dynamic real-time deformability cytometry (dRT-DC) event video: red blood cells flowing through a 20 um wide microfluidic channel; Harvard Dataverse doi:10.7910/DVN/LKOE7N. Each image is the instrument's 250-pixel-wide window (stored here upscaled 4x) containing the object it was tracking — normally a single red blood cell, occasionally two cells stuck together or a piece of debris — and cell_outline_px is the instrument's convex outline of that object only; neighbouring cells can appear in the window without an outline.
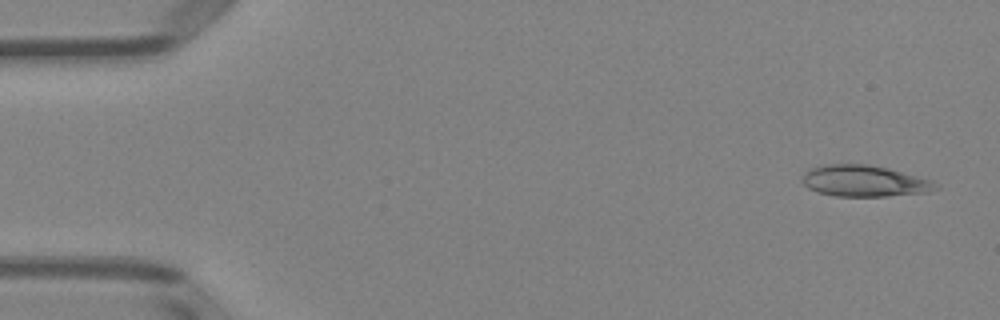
{"species": "Egyptian fruit bat (a non-hibernating species)", "species_latin": "Rousettus aegyptiacus", "temperature_condition": "room temperature", "stored_images_in_passage": 6, "camera_frame_rate_fps": 3000, "um_per_image_px": 0.085, "animal": {"sex": "female"}, "frame": {"image": 1, "passage_image": 1, "time_ms": 0.0, "image_size_px": [1000, 320], "cell_outline_px": [[940, 188], [928, 192], [888, 196], [836, 196], [816, 192], [808, 188], [800, 180], [808, 168], [824, 164], [868, 164], [888, 168], [932, 180], [940, 184]], "centroid_in_image_um": [73.46, 15.38], "position_along_channel_um": 11.5, "area_um2": 24.62}}
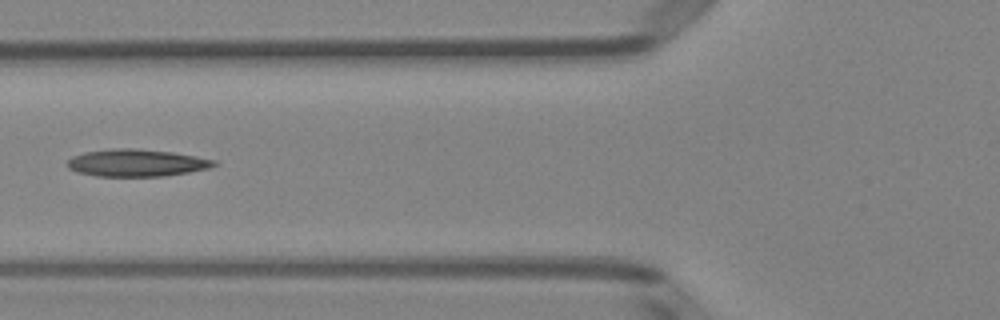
{"frame": {"image": 2, "passage_image": 5, "time_ms": 5.667, "image_size_px": [1000, 320], "cell_outline_px": [[220, 164], [208, 168], [188, 172], [164, 176], [96, 176], [76, 172], [68, 168], [64, 164], [72, 156], [84, 152], [108, 148], [136, 148], [172, 152], [196, 156], [216, 160]], "centroid_in_image_um": [11.57, 13.83], "position_along_channel_um": 114.2, "area_um2": 23.58}}
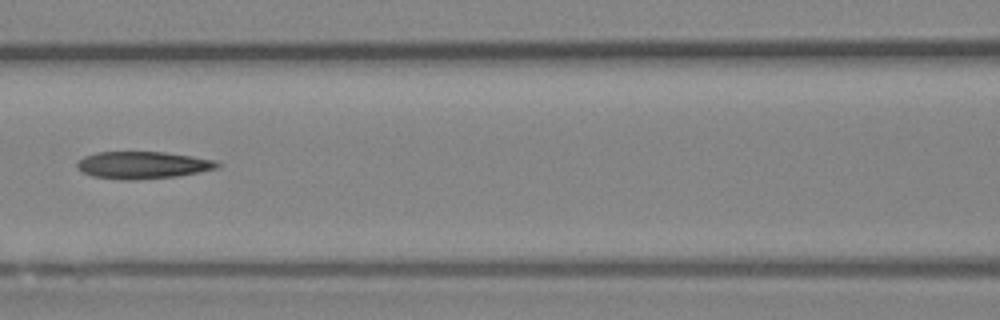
{"frame": {"image": 3, "passage_image": 6, "time_ms": 6.667, "image_size_px": [1000, 320], "cell_outline_px": [[220, 164], [216, 168], [200, 172], [176, 176], [132, 180], [120, 180], [92, 176], [76, 168], [76, 164], [84, 156], [96, 152], [164, 152], [192, 156], [216, 160]], "centroid_in_image_um": [12.11, 14.03], "position_along_channel_um": 154.5, "area_um2": 22.2}}